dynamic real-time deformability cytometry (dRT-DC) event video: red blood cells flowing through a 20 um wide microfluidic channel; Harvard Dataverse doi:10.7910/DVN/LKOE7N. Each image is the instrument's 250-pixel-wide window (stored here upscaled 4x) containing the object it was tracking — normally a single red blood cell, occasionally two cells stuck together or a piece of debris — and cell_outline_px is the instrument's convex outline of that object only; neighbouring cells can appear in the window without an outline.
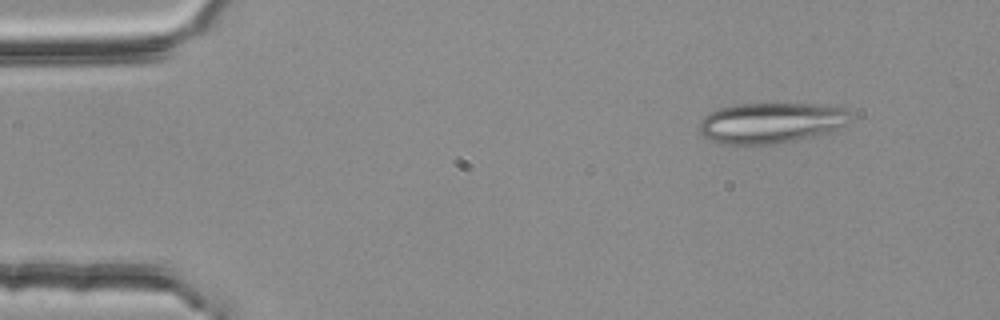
{"species": "common noctule bat (a hibernating species)", "species_latin": "Nyctalus noctula", "temperature_condition": "room temperature", "stored_images_in_passage": 3, "camera_frame_rate_fps": 3000, "um_per_image_px": 0.085, "animal": {"sex": "female", "body_mass_g": 25.1}, "frame": {"image": 1, "passage_image": 1, "time_ms": 0.0, "image_size_px": [1000, 320], "cell_outline_px": [[848, 112], [844, 124], [832, 132], [772, 144], [724, 144], [712, 140], [704, 136], [700, 132], [700, 120], [704, 116], [720, 108], [736, 104], [812, 104], [844, 108]], "centroid_in_image_um": [65.48, 10.44], "position_along_channel_um": 19.5, "area_um2": 35.03}}